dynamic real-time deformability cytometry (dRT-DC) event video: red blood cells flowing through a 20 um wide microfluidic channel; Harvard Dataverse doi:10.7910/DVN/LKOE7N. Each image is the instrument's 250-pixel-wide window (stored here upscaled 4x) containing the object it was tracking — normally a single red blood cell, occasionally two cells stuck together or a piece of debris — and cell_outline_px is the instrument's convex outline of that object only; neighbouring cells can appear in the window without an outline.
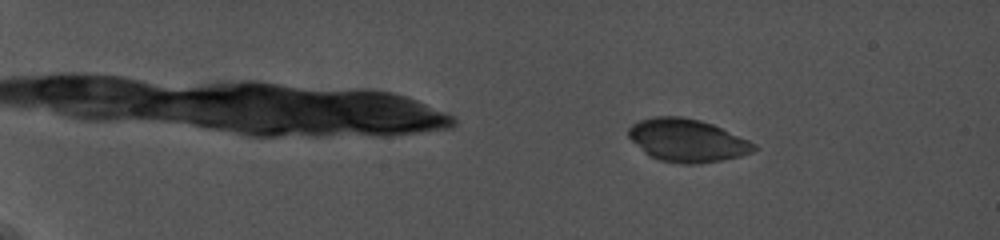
{"species": "common noctule bat (a hibernating species)", "species_latin": "Nyctalus noctula", "temperature_condition": "cold", "stored_images_in_passage": 28, "camera_frame_rate_fps": 5000, "um_per_image_px": 0.085, "animal": {"sex": "female", "body_mass_g": 19.0, "forearm_length_mm": 56.7}, "frame": {"image": 1, "passage_image": 12, "time_ms": 3.6, "image_size_px": [1000, 240], "cell_outline_px": [[760, 148], [756, 152], [724, 160], [696, 164], [680, 164], [660, 160], [644, 152], [628, 136], [628, 128], [632, 124], [640, 120], [656, 116], [680, 116], [700, 120], [712, 124], [748, 140], [756, 144]], "centroid_in_image_um": [58.44, 11.94], "position_along_channel_um": 26.6, "area_um2": 31.39}}